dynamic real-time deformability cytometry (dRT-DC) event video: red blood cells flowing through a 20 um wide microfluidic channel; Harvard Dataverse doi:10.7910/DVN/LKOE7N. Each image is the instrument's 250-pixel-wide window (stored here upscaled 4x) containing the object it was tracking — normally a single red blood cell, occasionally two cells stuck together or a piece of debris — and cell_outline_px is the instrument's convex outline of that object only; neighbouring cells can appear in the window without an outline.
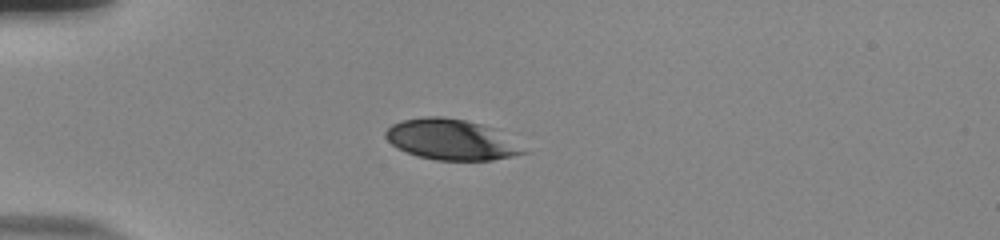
{"species": "human", "species_latin": "Homo sapiens", "temperature_condition": "room temperature", "stored_images_in_passage": 39, "camera_frame_rate_fps": 3000, "um_per_image_px": 0.085, "donor": {"sex": "male"}, "frame": {"image": 1, "passage_image": 1, "time_ms": 0.0, "image_size_px": [1000, 240], "cell_outline_px": [[532, 152], [492, 160], [436, 160], [416, 156], [392, 144], [384, 136], [384, 132], [392, 124], [400, 120], [424, 116], [444, 116], [464, 120], [500, 128]], "centroid_in_image_um": [38.46, 11.85], "position_along_channel_um": 46.5, "area_um2": 33.41}}
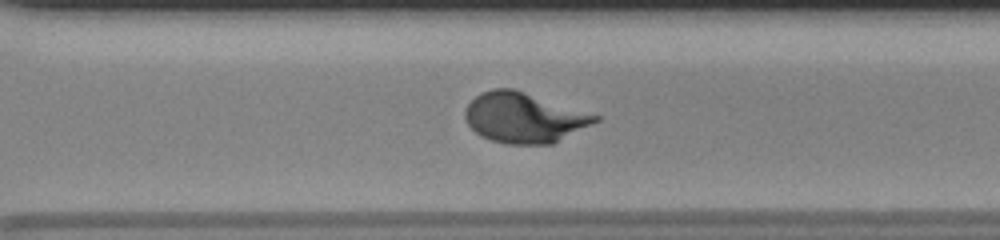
{"frame": {"image": 2, "passage_image": 25, "time_ms": 8.0, "image_size_px": [1000, 240], "cell_outline_px": [[600, 120], [552, 144], [508, 144], [492, 140], [480, 136], [468, 124], [464, 116], [464, 112], [468, 104], [480, 92], [492, 88], [512, 88], [600, 116]], "centroid_in_image_um": [44.51, 10.0], "position_along_channel_um": 326.1, "area_um2": 37.69}}
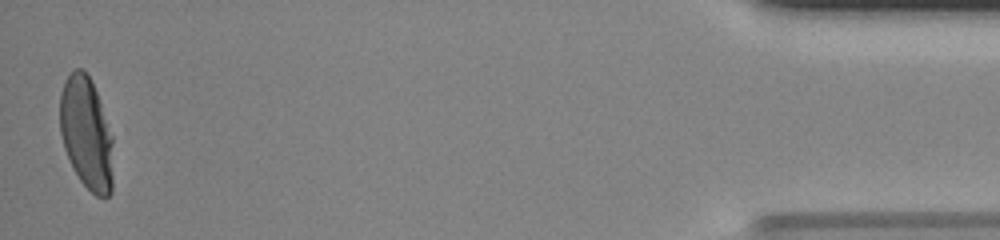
{"frame": {"image": 3, "passage_image": 39, "time_ms": 12.667, "image_size_px": [1000, 240], "cell_outline_px": [[112, 192], [104, 200], [96, 196], [80, 180], [72, 168], [64, 148], [60, 132], [60, 92], [68, 76], [76, 68], [80, 68], [88, 76], [96, 92], [112, 136]], "centroid_in_image_um": [7.34, 11.39], "position_along_channel_um": 427.9, "area_um2": 34.56}}